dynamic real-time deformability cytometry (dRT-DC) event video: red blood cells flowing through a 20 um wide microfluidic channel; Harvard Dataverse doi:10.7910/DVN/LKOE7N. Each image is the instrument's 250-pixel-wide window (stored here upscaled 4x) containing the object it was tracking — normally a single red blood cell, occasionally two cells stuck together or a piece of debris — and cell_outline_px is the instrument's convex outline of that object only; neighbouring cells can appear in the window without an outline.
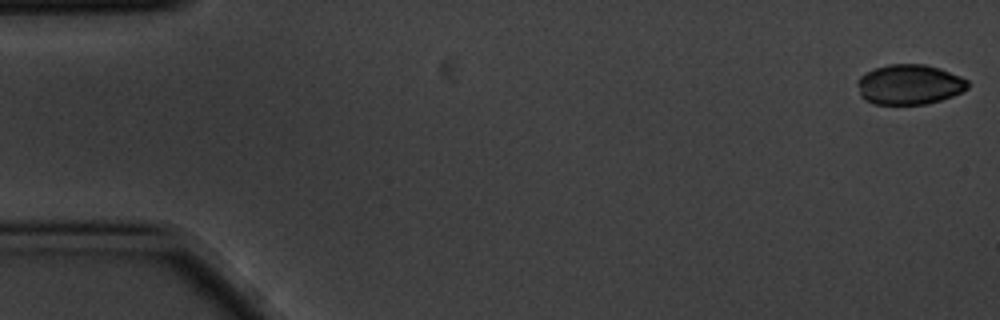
{"species": "common noctule bat (a hibernating species)", "species_latin": "Nyctalus noctula", "temperature_condition": "cold", "stored_images_in_passage": 9, "camera_frame_rate_fps": 3000, "um_per_image_px": 0.085, "animal": {"sex": "male", "body_mass_g": 20.1, "forearm_length_mm": 53.5}, "frame": {"image": 1, "passage_image": 1, "time_ms": 0.0, "image_size_px": [1000, 320], "cell_outline_px": [[968, 88], [952, 96], [940, 100], [924, 104], [872, 104], [864, 100], [860, 96], [856, 84], [856, 80], [860, 76], [876, 68], [888, 64], [924, 64], [940, 68], [960, 76], [968, 80]], "centroid_in_image_um": [77.26, 7.18], "position_along_channel_um": 7.7, "area_um2": 25.84}}